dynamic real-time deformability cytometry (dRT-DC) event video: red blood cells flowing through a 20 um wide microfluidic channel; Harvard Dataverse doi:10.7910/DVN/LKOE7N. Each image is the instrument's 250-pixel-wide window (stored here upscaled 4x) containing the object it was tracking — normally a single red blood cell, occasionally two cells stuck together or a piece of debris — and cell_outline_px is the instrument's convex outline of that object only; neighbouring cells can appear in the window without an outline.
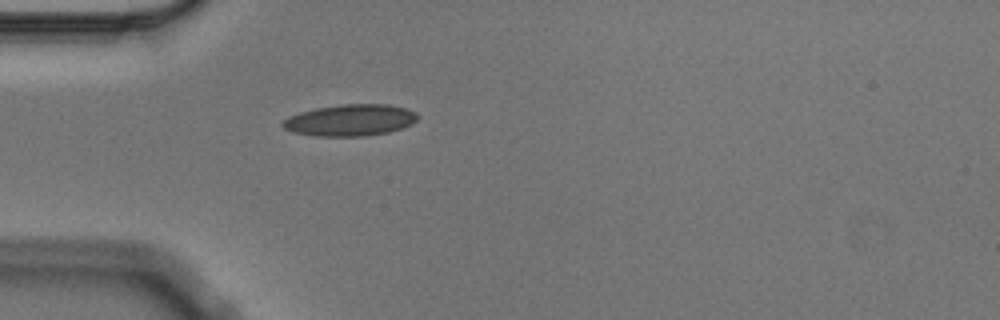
{"species": "Egyptian fruit bat (a non-hibernating species)", "species_latin": "Rousettus aegyptiacus", "temperature_condition": "cold", "stored_images_in_passage": 1, "camera_frame_rate_fps": 3000, "um_per_image_px": 0.085, "animal": {"sex": "male"}, "frame": {"image": 1, "passage_image": 1, "time_ms": 0.0, "image_size_px": [1000, 320], "cell_outline_px": [[420, 116], [412, 124], [388, 132], [364, 136], [316, 136], [296, 132], [284, 128], [280, 124], [288, 116], [300, 112], [316, 108], [344, 104], [388, 104], [408, 108], [416, 112]], "centroid_in_image_um": [29.8, 10.2], "position_along_channel_um": 55.2, "area_um2": 24.8}}